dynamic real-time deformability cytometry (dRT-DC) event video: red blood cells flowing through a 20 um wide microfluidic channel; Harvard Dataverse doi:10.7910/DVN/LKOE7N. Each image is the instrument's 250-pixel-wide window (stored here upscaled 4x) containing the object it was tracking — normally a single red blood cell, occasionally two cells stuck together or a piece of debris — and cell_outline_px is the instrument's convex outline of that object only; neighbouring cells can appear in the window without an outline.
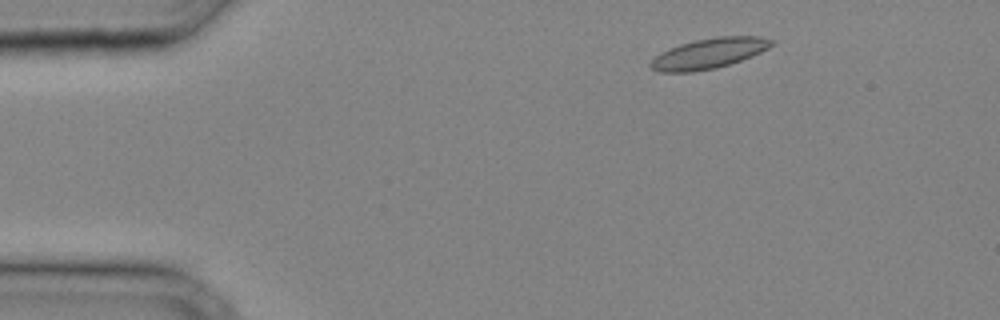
{"species": "common noctule bat (a hibernating species)", "species_latin": "Nyctalus noctula", "temperature_condition": "cold", "stored_images_in_passage": 27, "camera_frame_rate_fps": 3000, "um_per_image_px": 0.085, "animal": {"sex": "male", "body_mass_g": 20.4}, "frame": {"image": 1, "passage_image": 1, "time_ms": 0.0, "image_size_px": [1000, 320], "cell_outline_px": [[776, 40], [768, 48], [752, 56], [716, 68], [692, 72], [660, 72], [652, 68], [648, 64], [656, 56], [680, 44], [696, 40], [716, 36], [760, 36]], "centroid_in_image_um": [60.29, 4.53], "position_along_channel_um": 24.7, "area_um2": 21.1}}
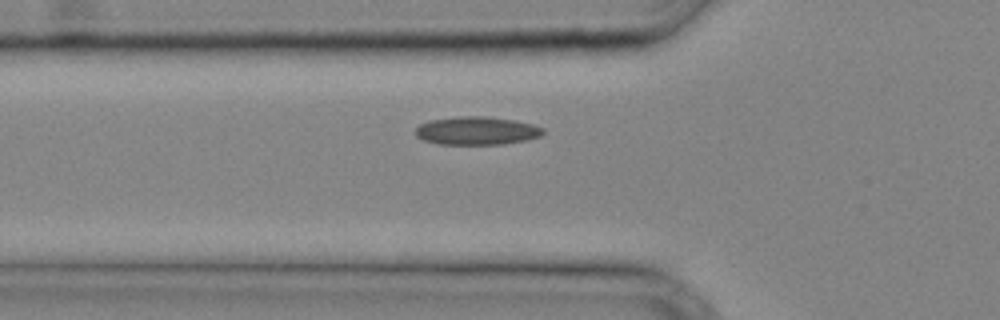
{"frame": {"image": 2, "passage_image": 8, "time_ms": 2.333, "image_size_px": [1000, 320], "cell_outline_px": [[544, 132], [540, 136], [524, 140], [504, 144], [436, 144], [424, 140], [416, 136], [416, 128], [420, 124], [432, 120], [460, 116], [484, 116], [512, 120], [532, 124], [544, 128]], "centroid_in_image_um": [40.51, 11.12], "position_along_channel_um": 85.3, "area_um2": 20.75}}
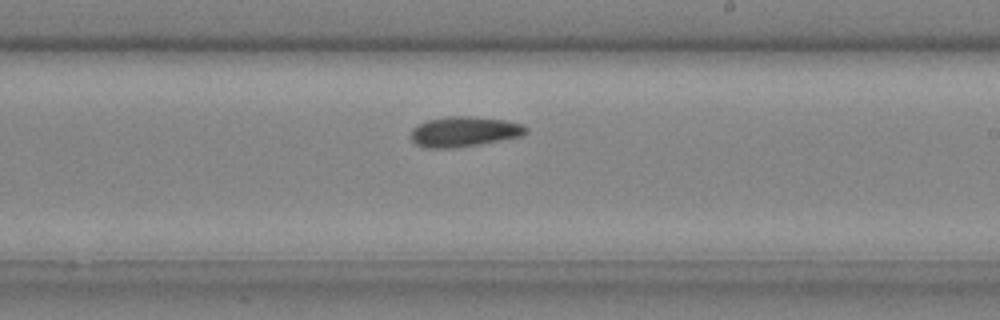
{"frame": {"image": 3, "passage_image": 17, "time_ms": 5.333, "image_size_px": [1000, 320], "cell_outline_px": [[528, 132], [520, 136], [480, 144], [456, 148], [424, 148], [416, 144], [412, 140], [412, 128], [416, 124], [424, 120], [444, 116], [472, 116], [508, 120], [524, 124], [528, 128]], "centroid_in_image_um": [39.44, 11.17], "position_along_channel_um": 249.6, "area_um2": 20.63}}